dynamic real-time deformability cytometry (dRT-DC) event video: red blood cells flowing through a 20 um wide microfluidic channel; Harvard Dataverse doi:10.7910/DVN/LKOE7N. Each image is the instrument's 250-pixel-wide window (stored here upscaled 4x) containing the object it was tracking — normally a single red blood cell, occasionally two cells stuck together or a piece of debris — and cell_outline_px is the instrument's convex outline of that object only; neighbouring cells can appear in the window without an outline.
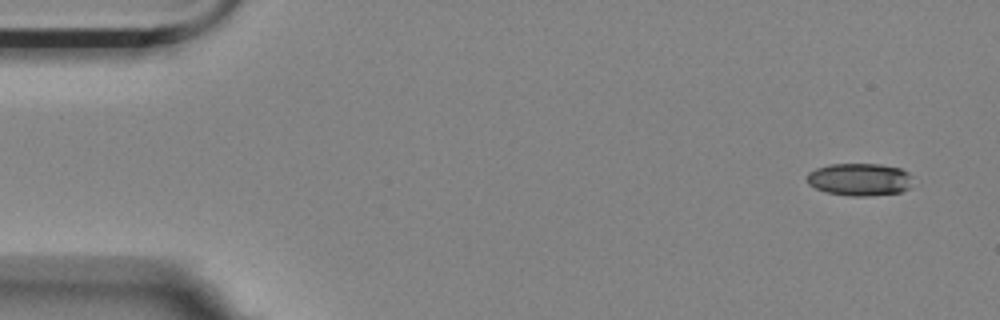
{"species": "Egyptian fruit bat (a non-hibernating species)", "species_latin": "Rousettus aegyptiacus", "temperature_condition": "room temperature", "stored_images_in_passage": 3, "camera_frame_rate_fps": 3000, "um_per_image_px": 0.085, "animal": {"sex": "female"}, "frame": {"image": 1, "passage_image": 1, "time_ms": 0.0, "image_size_px": [1000, 320], "cell_outline_px": [[908, 188], [900, 192], [864, 196], [852, 196], [828, 192], [816, 188], [808, 184], [808, 172], [816, 168], [832, 164], [880, 164], [900, 168], [908, 172]], "centroid_in_image_um": [73.02, 15.24], "position_along_channel_um": 12.0, "area_um2": 19.59}}